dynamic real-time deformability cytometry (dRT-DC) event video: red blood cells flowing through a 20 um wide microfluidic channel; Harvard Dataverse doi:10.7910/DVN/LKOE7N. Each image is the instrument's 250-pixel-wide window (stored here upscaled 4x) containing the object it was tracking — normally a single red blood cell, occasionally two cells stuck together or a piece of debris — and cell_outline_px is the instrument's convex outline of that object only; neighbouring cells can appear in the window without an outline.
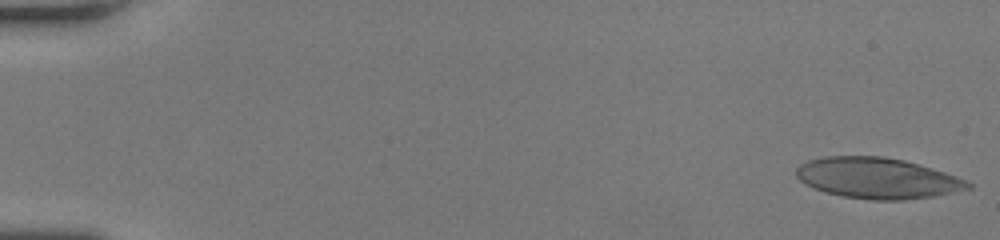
{"species": "human", "species_latin": "Homo sapiens", "temperature_condition": "room temperature", "stored_images_in_passage": 48, "camera_frame_rate_fps": 3000, "um_per_image_px": 0.085, "donor": {"sex": "female"}, "frame": {"image": 1, "passage_image": 1, "time_ms": 0.0, "image_size_px": [1000, 240], "cell_outline_px": [[972, 188], [932, 196], [904, 200], [872, 200], [840, 196], [824, 192], [812, 188], [804, 184], [796, 176], [796, 168], [800, 164], [808, 160], [824, 156], [884, 156], [904, 160], [944, 172], [968, 180], [972, 184]], "centroid_in_image_um": [74.54, 15.14], "position_along_channel_um": 10.5, "area_um2": 40.98}}
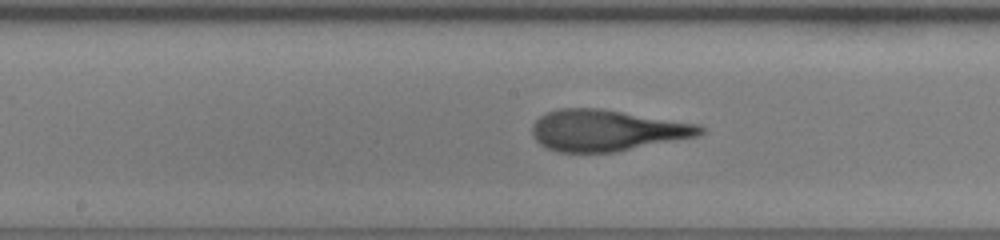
{"frame": {"image": 2, "passage_image": 26, "time_ms": 8.333, "image_size_px": [1000, 240], "cell_outline_px": [[704, 132], [700, 136], [616, 152], [556, 152], [540, 144], [532, 136], [532, 124], [540, 116], [548, 112], [560, 108], [600, 108], [700, 124], [704, 128]], "centroid_in_image_um": [51.6, 11.08], "position_along_channel_um": 196.6, "area_um2": 40.63}}
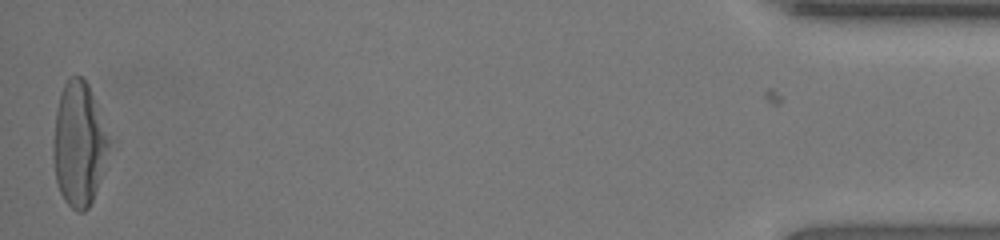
{"frame": {"image": 3, "passage_image": 48, "time_ms": 15.667, "image_size_px": [1000, 240], "cell_outline_px": [[108, 144], [96, 188], [92, 200], [88, 208], [84, 212], [76, 212], [64, 200], [60, 192], [56, 180], [52, 156], [52, 140], [56, 112], [60, 92], [68, 76], [80, 76], [88, 84], [108, 140]], "centroid_in_image_um": [6.62, 12.25], "position_along_channel_um": 428.6, "area_um2": 39.13}}